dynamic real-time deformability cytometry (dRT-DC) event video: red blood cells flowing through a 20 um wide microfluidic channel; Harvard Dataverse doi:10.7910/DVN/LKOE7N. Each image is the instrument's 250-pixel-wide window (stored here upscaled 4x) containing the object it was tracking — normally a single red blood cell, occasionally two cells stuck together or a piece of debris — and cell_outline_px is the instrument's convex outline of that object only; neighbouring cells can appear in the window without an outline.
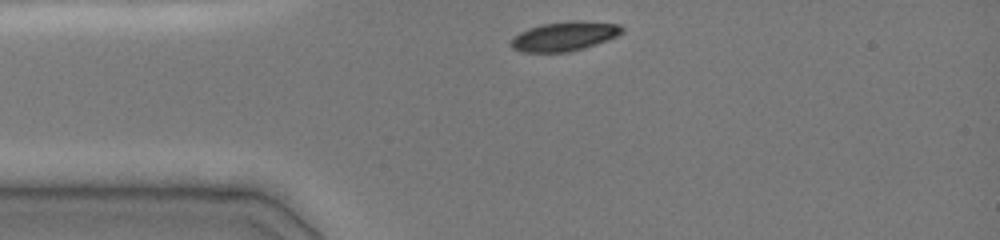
{"species": "common noctule bat (a hibernating species)", "species_latin": "Nyctalus noctula", "temperature_condition": "cold", "stored_images_in_passage": 27, "camera_frame_rate_fps": 3000, "um_per_image_px": 0.085, "animal": {"sex": "female", "body_mass_g": 19.0, "forearm_length_mm": 51.5}, "frame": {"image": 1, "passage_image": 1, "time_ms": 0.0, "image_size_px": [1000, 240], "cell_outline_px": [[624, 32], [608, 40], [584, 48], [568, 52], [520, 52], [512, 48], [508, 44], [512, 36], [528, 28], [540, 24], [572, 20], [580, 20], [620, 24], [624, 28]], "centroid_in_image_um": [47.95, 3.07], "position_along_channel_um": 37.1, "area_um2": 19.36}}
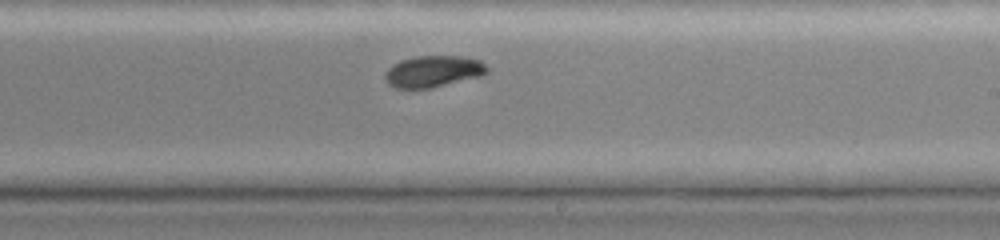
{"frame": {"image": 2, "passage_image": 16, "time_ms": 6.0, "image_size_px": [1000, 240], "cell_outline_px": [[488, 72], [480, 76], [432, 88], [396, 88], [388, 84], [384, 80], [384, 76], [388, 68], [392, 64], [400, 60], [416, 56], [460, 56], [480, 60], [488, 68]], "centroid_in_image_um": [36.79, 6.07], "position_along_channel_um": 252.2, "area_um2": 18.79}}
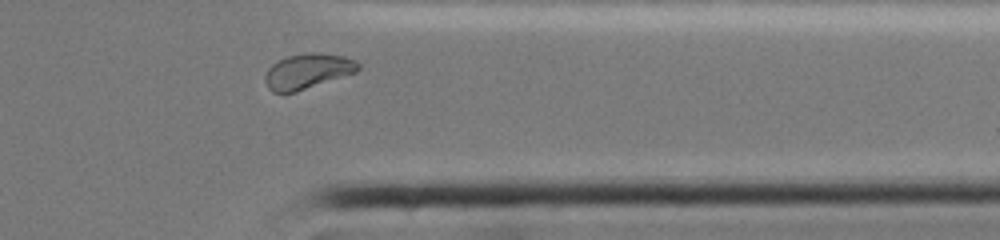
{"frame": {"image": 3, "passage_image": 24, "time_ms": 9.333, "image_size_px": [1000, 240], "cell_outline_px": [[360, 68], [356, 72], [296, 92], [272, 92], [268, 88], [264, 80], [264, 76], [268, 68], [272, 64], [288, 56], [308, 52], [320, 52], [344, 56], [356, 60], [360, 64]], "centroid_in_image_um": [26.15, 6.04], "position_along_channel_um": 385.2, "area_um2": 19.13}, "authors_computed_cell_mechanics": {"area_um2": 19.5942, "velocity_mm_per_s": 3.9548, "shape_relaxation_time_tau1_ms": 4.7218, "shape_relaxation_time_tau2_ms": null, "deformation_change_tau1": 0.1202, "deformation_change_tau2": null}}